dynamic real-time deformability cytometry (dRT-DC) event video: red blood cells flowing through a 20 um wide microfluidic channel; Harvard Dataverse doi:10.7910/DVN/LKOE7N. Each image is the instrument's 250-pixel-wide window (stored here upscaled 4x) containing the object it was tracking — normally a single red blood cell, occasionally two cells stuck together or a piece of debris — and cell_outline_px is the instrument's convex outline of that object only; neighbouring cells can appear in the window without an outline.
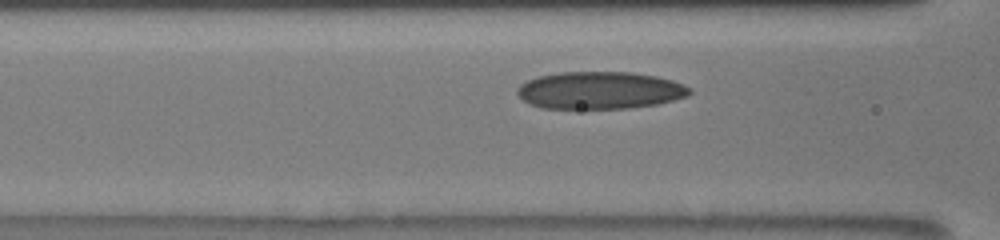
{"species": "human", "species_latin": "Homo sapiens", "temperature_condition": "room temperature", "stored_images_in_passage": 6, "segment_of_instrument_passage": [2, 2], "camera_frame_rate_fps": 3000, "um_per_image_px": 0.085, "donor": {"sex": "male"}, "frame": {"image": 1, "passage_image": 6, "time_ms": 4.333, "image_size_px": [1000, 240], "cell_outline_px": [[692, 92], [688, 96], [656, 104], [628, 108], [540, 108], [528, 104], [516, 92], [516, 88], [520, 84], [528, 80], [540, 76], [560, 72], [632, 72], [656, 76], [672, 80], [684, 84], [692, 88]], "centroid_in_image_um": [50.99, 7.67], "position_along_channel_um": 115.6, "area_um2": 37.57}}